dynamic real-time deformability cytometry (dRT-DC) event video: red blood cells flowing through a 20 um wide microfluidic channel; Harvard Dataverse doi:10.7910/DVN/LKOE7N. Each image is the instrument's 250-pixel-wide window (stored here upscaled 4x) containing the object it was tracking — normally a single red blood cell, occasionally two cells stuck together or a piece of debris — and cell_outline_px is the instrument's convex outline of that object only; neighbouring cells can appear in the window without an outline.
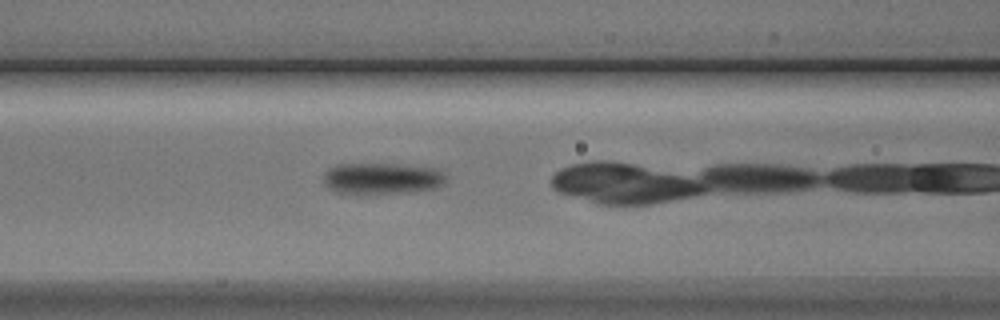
{"species": "Egyptian fruit bat (a non-hibernating species)", "species_latin": "Rousettus aegyptiacus", "temperature_condition": "cold", "stored_images_in_passage": 4, "camera_frame_rate_fps": 3000, "um_per_image_px": 0.085, "animal": {"sex": "male"}, "frame": {"image": 1, "passage_image": 3, "time_ms": 3.333, "image_size_px": [1000, 320], "cell_outline_px": [[444, 184], [436, 188], [412, 192], [360, 196], [336, 192], [324, 184], [324, 172], [328, 168], [336, 164], [396, 164], [436, 168], [444, 176]], "centroid_in_image_um": [32.4, 15.2], "position_along_channel_um": 134.2, "area_um2": 23.0}}